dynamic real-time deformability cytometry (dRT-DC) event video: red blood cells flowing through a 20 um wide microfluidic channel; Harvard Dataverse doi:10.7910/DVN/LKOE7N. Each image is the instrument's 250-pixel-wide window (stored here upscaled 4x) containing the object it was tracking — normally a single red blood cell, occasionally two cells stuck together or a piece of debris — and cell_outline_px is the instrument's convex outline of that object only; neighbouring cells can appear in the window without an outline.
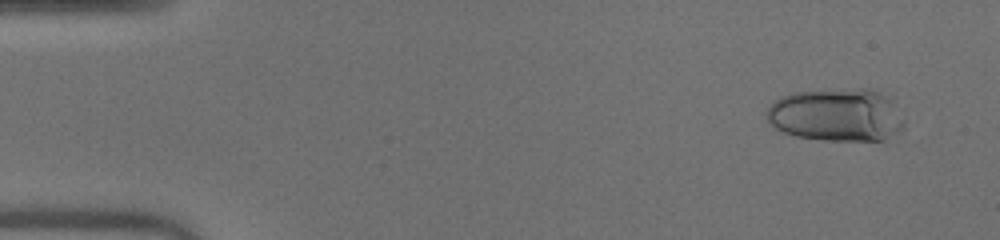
{"species": "human", "species_latin": "Homo sapiens", "temperature_condition": "warm", "stored_images_in_passage": 51, "camera_frame_rate_fps": 3000, "um_per_image_px": 0.085, "donor": {"sex": "male"}, "frame": {"image": 1, "passage_image": 4, "time_ms": 1.0, "image_size_px": [1000, 240], "cell_outline_px": [[904, 128], [884, 140], [824, 140], [796, 136], [784, 132], [776, 128], [768, 120], [764, 112], [780, 96], [792, 92], [860, 88], [872, 88], [892, 96], [896, 100], [904, 120]], "centroid_in_image_um": [71.18, 9.74], "position_along_channel_um": 13.8, "area_um2": 43.12}}
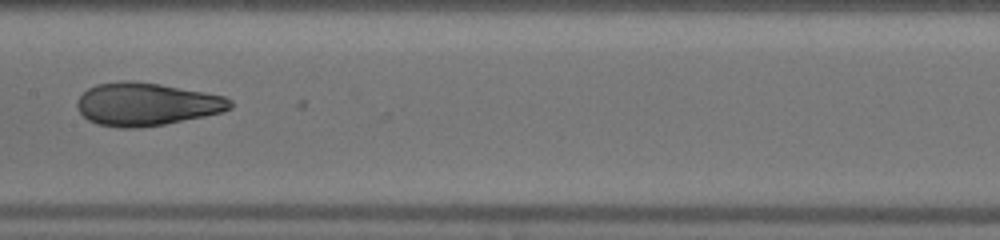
{"frame": {"image": 2, "passage_image": 27, "time_ms": 8.667, "image_size_px": [1000, 240], "cell_outline_px": [[232, 108], [224, 112], [164, 124], [136, 128], [120, 128], [96, 124], [88, 120], [76, 108], [76, 100], [88, 88], [96, 84], [120, 80], [128, 80], [160, 84], [204, 92], [224, 96], [232, 100]], "centroid_in_image_um": [12.43, 8.85], "position_along_channel_um": 195.0, "area_um2": 38.44}}
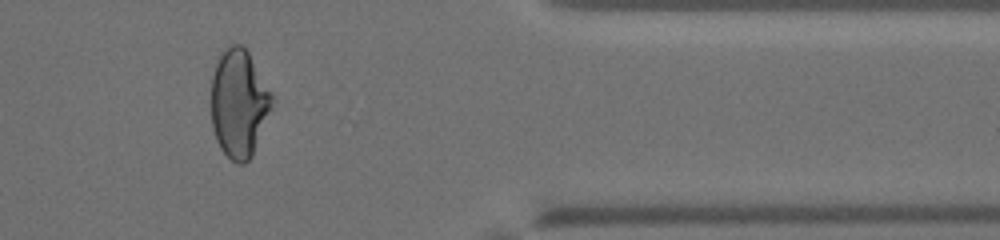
{"frame": {"image": 3, "passage_image": 43, "time_ms": 14.0, "image_size_px": [1000, 240], "cell_outline_px": [[276, 100], [252, 156], [244, 164], [236, 164], [220, 148], [216, 140], [212, 128], [212, 76], [216, 60], [220, 52], [228, 44], [244, 44], [272, 92]], "centroid_in_image_um": [20.33, 8.75], "position_along_channel_um": 391.1, "area_um2": 39.02}, "authors_computed_cell_mechanics": {"area_um2": 38.437, "velocity_mm_per_s": 4.0715, "shape_relaxation_time_tau1_ms": null, "shape_relaxation_time_tau2_ms": 0.9603, "deformation_change_tau1": null, "deformation_change_tau2": 0.0771}}